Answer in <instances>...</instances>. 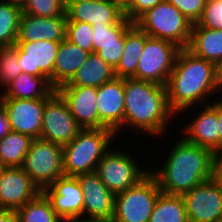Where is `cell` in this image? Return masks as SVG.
<instances>
[{
  "mask_svg": "<svg viewBox=\"0 0 222 222\" xmlns=\"http://www.w3.org/2000/svg\"><path fill=\"white\" fill-rule=\"evenodd\" d=\"M166 90L170 108L181 116L187 110L190 112L189 108L194 111L201 104H209L222 88L218 83L216 65L184 48L177 55Z\"/></svg>",
  "mask_w": 222,
  "mask_h": 222,
  "instance_id": "cell-1",
  "label": "cell"
},
{
  "mask_svg": "<svg viewBox=\"0 0 222 222\" xmlns=\"http://www.w3.org/2000/svg\"><path fill=\"white\" fill-rule=\"evenodd\" d=\"M124 90V124L116 132L117 137L121 134L120 130L127 127L136 133L135 136L163 137V134H167L166 129L172 126L171 121L175 117L179 119L169 106L165 85L124 78Z\"/></svg>",
  "mask_w": 222,
  "mask_h": 222,
  "instance_id": "cell-2",
  "label": "cell"
},
{
  "mask_svg": "<svg viewBox=\"0 0 222 222\" xmlns=\"http://www.w3.org/2000/svg\"><path fill=\"white\" fill-rule=\"evenodd\" d=\"M166 152L164 165L150 167L162 193L182 195L197 185L215 177L216 154L184 138L173 142Z\"/></svg>",
  "mask_w": 222,
  "mask_h": 222,
  "instance_id": "cell-3",
  "label": "cell"
},
{
  "mask_svg": "<svg viewBox=\"0 0 222 222\" xmlns=\"http://www.w3.org/2000/svg\"><path fill=\"white\" fill-rule=\"evenodd\" d=\"M113 138L116 139L117 135L108 128L82 129L70 143L62 147L64 175L77 177L94 172L113 145Z\"/></svg>",
  "mask_w": 222,
  "mask_h": 222,
  "instance_id": "cell-4",
  "label": "cell"
},
{
  "mask_svg": "<svg viewBox=\"0 0 222 222\" xmlns=\"http://www.w3.org/2000/svg\"><path fill=\"white\" fill-rule=\"evenodd\" d=\"M134 24L148 36L167 40L181 49L188 47L193 25L166 0L147 10Z\"/></svg>",
  "mask_w": 222,
  "mask_h": 222,
  "instance_id": "cell-5",
  "label": "cell"
},
{
  "mask_svg": "<svg viewBox=\"0 0 222 222\" xmlns=\"http://www.w3.org/2000/svg\"><path fill=\"white\" fill-rule=\"evenodd\" d=\"M161 193L156 178L149 173L137 185L115 194L111 222H149Z\"/></svg>",
  "mask_w": 222,
  "mask_h": 222,
  "instance_id": "cell-6",
  "label": "cell"
},
{
  "mask_svg": "<svg viewBox=\"0 0 222 222\" xmlns=\"http://www.w3.org/2000/svg\"><path fill=\"white\" fill-rule=\"evenodd\" d=\"M112 149L99 161L95 172L108 190L117 194L137 185L150 173V168H142L126 150Z\"/></svg>",
  "mask_w": 222,
  "mask_h": 222,
  "instance_id": "cell-7",
  "label": "cell"
},
{
  "mask_svg": "<svg viewBox=\"0 0 222 222\" xmlns=\"http://www.w3.org/2000/svg\"><path fill=\"white\" fill-rule=\"evenodd\" d=\"M22 169L43 191L64 175L62 146L41 138L33 139Z\"/></svg>",
  "mask_w": 222,
  "mask_h": 222,
  "instance_id": "cell-8",
  "label": "cell"
},
{
  "mask_svg": "<svg viewBox=\"0 0 222 222\" xmlns=\"http://www.w3.org/2000/svg\"><path fill=\"white\" fill-rule=\"evenodd\" d=\"M180 50L181 48L172 42L153 38L145 33V46L136 74L132 78L166 86Z\"/></svg>",
  "mask_w": 222,
  "mask_h": 222,
  "instance_id": "cell-9",
  "label": "cell"
},
{
  "mask_svg": "<svg viewBox=\"0 0 222 222\" xmlns=\"http://www.w3.org/2000/svg\"><path fill=\"white\" fill-rule=\"evenodd\" d=\"M81 130L67 103L56 92L45 104L40 138L63 147Z\"/></svg>",
  "mask_w": 222,
  "mask_h": 222,
  "instance_id": "cell-10",
  "label": "cell"
},
{
  "mask_svg": "<svg viewBox=\"0 0 222 222\" xmlns=\"http://www.w3.org/2000/svg\"><path fill=\"white\" fill-rule=\"evenodd\" d=\"M181 196L189 222H222V185L215 177Z\"/></svg>",
  "mask_w": 222,
  "mask_h": 222,
  "instance_id": "cell-11",
  "label": "cell"
},
{
  "mask_svg": "<svg viewBox=\"0 0 222 222\" xmlns=\"http://www.w3.org/2000/svg\"><path fill=\"white\" fill-rule=\"evenodd\" d=\"M42 192L63 222H83L84 195L77 177L63 175Z\"/></svg>",
  "mask_w": 222,
  "mask_h": 222,
  "instance_id": "cell-12",
  "label": "cell"
},
{
  "mask_svg": "<svg viewBox=\"0 0 222 222\" xmlns=\"http://www.w3.org/2000/svg\"><path fill=\"white\" fill-rule=\"evenodd\" d=\"M77 178L84 195L83 222H111L115 194L108 190L95 171Z\"/></svg>",
  "mask_w": 222,
  "mask_h": 222,
  "instance_id": "cell-13",
  "label": "cell"
},
{
  "mask_svg": "<svg viewBox=\"0 0 222 222\" xmlns=\"http://www.w3.org/2000/svg\"><path fill=\"white\" fill-rule=\"evenodd\" d=\"M50 98L16 99L1 98L12 131L30 136L32 139L41 137L43 112Z\"/></svg>",
  "mask_w": 222,
  "mask_h": 222,
  "instance_id": "cell-14",
  "label": "cell"
},
{
  "mask_svg": "<svg viewBox=\"0 0 222 222\" xmlns=\"http://www.w3.org/2000/svg\"><path fill=\"white\" fill-rule=\"evenodd\" d=\"M41 192L22 167L0 168V208L17 210Z\"/></svg>",
  "mask_w": 222,
  "mask_h": 222,
  "instance_id": "cell-15",
  "label": "cell"
},
{
  "mask_svg": "<svg viewBox=\"0 0 222 222\" xmlns=\"http://www.w3.org/2000/svg\"><path fill=\"white\" fill-rule=\"evenodd\" d=\"M67 22L92 25L118 24L125 16L123 5L116 0L64 2Z\"/></svg>",
  "mask_w": 222,
  "mask_h": 222,
  "instance_id": "cell-16",
  "label": "cell"
},
{
  "mask_svg": "<svg viewBox=\"0 0 222 222\" xmlns=\"http://www.w3.org/2000/svg\"><path fill=\"white\" fill-rule=\"evenodd\" d=\"M18 63L23 73L46 76L53 86V68L60 42H16Z\"/></svg>",
  "mask_w": 222,
  "mask_h": 222,
  "instance_id": "cell-17",
  "label": "cell"
},
{
  "mask_svg": "<svg viewBox=\"0 0 222 222\" xmlns=\"http://www.w3.org/2000/svg\"><path fill=\"white\" fill-rule=\"evenodd\" d=\"M124 98V78L115 77L97 88L99 128H108L116 133L123 126Z\"/></svg>",
  "mask_w": 222,
  "mask_h": 222,
  "instance_id": "cell-18",
  "label": "cell"
},
{
  "mask_svg": "<svg viewBox=\"0 0 222 222\" xmlns=\"http://www.w3.org/2000/svg\"><path fill=\"white\" fill-rule=\"evenodd\" d=\"M216 101L203 105L200 111L193 114L190 121L182 129L183 138L195 145L211 149L215 154L219 153V126L217 119V98ZM197 114V115H196Z\"/></svg>",
  "mask_w": 222,
  "mask_h": 222,
  "instance_id": "cell-19",
  "label": "cell"
},
{
  "mask_svg": "<svg viewBox=\"0 0 222 222\" xmlns=\"http://www.w3.org/2000/svg\"><path fill=\"white\" fill-rule=\"evenodd\" d=\"M56 92L67 103L71 114L82 129L99 128L97 88L90 86H60Z\"/></svg>",
  "mask_w": 222,
  "mask_h": 222,
  "instance_id": "cell-20",
  "label": "cell"
},
{
  "mask_svg": "<svg viewBox=\"0 0 222 222\" xmlns=\"http://www.w3.org/2000/svg\"><path fill=\"white\" fill-rule=\"evenodd\" d=\"M67 17H37L22 13L16 42L54 41L66 38Z\"/></svg>",
  "mask_w": 222,
  "mask_h": 222,
  "instance_id": "cell-21",
  "label": "cell"
},
{
  "mask_svg": "<svg viewBox=\"0 0 222 222\" xmlns=\"http://www.w3.org/2000/svg\"><path fill=\"white\" fill-rule=\"evenodd\" d=\"M55 93L56 89L46 76H33L22 72L4 87L1 98H51Z\"/></svg>",
  "mask_w": 222,
  "mask_h": 222,
  "instance_id": "cell-22",
  "label": "cell"
},
{
  "mask_svg": "<svg viewBox=\"0 0 222 222\" xmlns=\"http://www.w3.org/2000/svg\"><path fill=\"white\" fill-rule=\"evenodd\" d=\"M89 54L66 38L61 41L53 68V87L57 89L68 83Z\"/></svg>",
  "mask_w": 222,
  "mask_h": 222,
  "instance_id": "cell-23",
  "label": "cell"
},
{
  "mask_svg": "<svg viewBox=\"0 0 222 222\" xmlns=\"http://www.w3.org/2000/svg\"><path fill=\"white\" fill-rule=\"evenodd\" d=\"M187 49L194 55L217 65L222 60V30L192 25Z\"/></svg>",
  "mask_w": 222,
  "mask_h": 222,
  "instance_id": "cell-24",
  "label": "cell"
},
{
  "mask_svg": "<svg viewBox=\"0 0 222 222\" xmlns=\"http://www.w3.org/2000/svg\"><path fill=\"white\" fill-rule=\"evenodd\" d=\"M115 78L114 68L97 53H90L72 79L61 86H90L98 88Z\"/></svg>",
  "mask_w": 222,
  "mask_h": 222,
  "instance_id": "cell-25",
  "label": "cell"
},
{
  "mask_svg": "<svg viewBox=\"0 0 222 222\" xmlns=\"http://www.w3.org/2000/svg\"><path fill=\"white\" fill-rule=\"evenodd\" d=\"M145 46V32L134 25L125 34V45L121 60L114 69L117 78H132L136 74V69Z\"/></svg>",
  "mask_w": 222,
  "mask_h": 222,
  "instance_id": "cell-26",
  "label": "cell"
},
{
  "mask_svg": "<svg viewBox=\"0 0 222 222\" xmlns=\"http://www.w3.org/2000/svg\"><path fill=\"white\" fill-rule=\"evenodd\" d=\"M32 140L30 136L15 131H11L1 138L0 166L22 167Z\"/></svg>",
  "mask_w": 222,
  "mask_h": 222,
  "instance_id": "cell-27",
  "label": "cell"
},
{
  "mask_svg": "<svg viewBox=\"0 0 222 222\" xmlns=\"http://www.w3.org/2000/svg\"><path fill=\"white\" fill-rule=\"evenodd\" d=\"M149 222H189L182 196L161 193Z\"/></svg>",
  "mask_w": 222,
  "mask_h": 222,
  "instance_id": "cell-28",
  "label": "cell"
},
{
  "mask_svg": "<svg viewBox=\"0 0 222 222\" xmlns=\"http://www.w3.org/2000/svg\"><path fill=\"white\" fill-rule=\"evenodd\" d=\"M16 212L19 222H63L43 192L17 209Z\"/></svg>",
  "mask_w": 222,
  "mask_h": 222,
  "instance_id": "cell-29",
  "label": "cell"
},
{
  "mask_svg": "<svg viewBox=\"0 0 222 222\" xmlns=\"http://www.w3.org/2000/svg\"><path fill=\"white\" fill-rule=\"evenodd\" d=\"M22 10L0 0V46L16 44Z\"/></svg>",
  "mask_w": 222,
  "mask_h": 222,
  "instance_id": "cell-30",
  "label": "cell"
},
{
  "mask_svg": "<svg viewBox=\"0 0 222 222\" xmlns=\"http://www.w3.org/2000/svg\"><path fill=\"white\" fill-rule=\"evenodd\" d=\"M134 25V22L128 20L126 17L118 24L92 25L93 53H97L104 44L118 43Z\"/></svg>",
  "mask_w": 222,
  "mask_h": 222,
  "instance_id": "cell-31",
  "label": "cell"
},
{
  "mask_svg": "<svg viewBox=\"0 0 222 222\" xmlns=\"http://www.w3.org/2000/svg\"><path fill=\"white\" fill-rule=\"evenodd\" d=\"M22 73L18 63V46H0V86L3 88Z\"/></svg>",
  "mask_w": 222,
  "mask_h": 222,
  "instance_id": "cell-32",
  "label": "cell"
},
{
  "mask_svg": "<svg viewBox=\"0 0 222 222\" xmlns=\"http://www.w3.org/2000/svg\"><path fill=\"white\" fill-rule=\"evenodd\" d=\"M64 0H28L22 13L37 17H67Z\"/></svg>",
  "mask_w": 222,
  "mask_h": 222,
  "instance_id": "cell-33",
  "label": "cell"
},
{
  "mask_svg": "<svg viewBox=\"0 0 222 222\" xmlns=\"http://www.w3.org/2000/svg\"><path fill=\"white\" fill-rule=\"evenodd\" d=\"M66 39L81 49L93 53V28L84 22H67Z\"/></svg>",
  "mask_w": 222,
  "mask_h": 222,
  "instance_id": "cell-34",
  "label": "cell"
},
{
  "mask_svg": "<svg viewBox=\"0 0 222 222\" xmlns=\"http://www.w3.org/2000/svg\"><path fill=\"white\" fill-rule=\"evenodd\" d=\"M197 24L207 29L222 30V0H206L202 17Z\"/></svg>",
  "mask_w": 222,
  "mask_h": 222,
  "instance_id": "cell-35",
  "label": "cell"
},
{
  "mask_svg": "<svg viewBox=\"0 0 222 222\" xmlns=\"http://www.w3.org/2000/svg\"><path fill=\"white\" fill-rule=\"evenodd\" d=\"M174 5L191 24L197 23L202 17L206 0H166Z\"/></svg>",
  "mask_w": 222,
  "mask_h": 222,
  "instance_id": "cell-36",
  "label": "cell"
},
{
  "mask_svg": "<svg viewBox=\"0 0 222 222\" xmlns=\"http://www.w3.org/2000/svg\"><path fill=\"white\" fill-rule=\"evenodd\" d=\"M163 0H126L123 4L124 16L135 22L147 10L157 6Z\"/></svg>",
  "mask_w": 222,
  "mask_h": 222,
  "instance_id": "cell-37",
  "label": "cell"
},
{
  "mask_svg": "<svg viewBox=\"0 0 222 222\" xmlns=\"http://www.w3.org/2000/svg\"><path fill=\"white\" fill-rule=\"evenodd\" d=\"M125 45V36L118 43H109L101 46L97 54L114 69L119 64Z\"/></svg>",
  "mask_w": 222,
  "mask_h": 222,
  "instance_id": "cell-38",
  "label": "cell"
},
{
  "mask_svg": "<svg viewBox=\"0 0 222 222\" xmlns=\"http://www.w3.org/2000/svg\"><path fill=\"white\" fill-rule=\"evenodd\" d=\"M11 125L8 121L7 113L2 105H0V139L4 138L11 132Z\"/></svg>",
  "mask_w": 222,
  "mask_h": 222,
  "instance_id": "cell-39",
  "label": "cell"
},
{
  "mask_svg": "<svg viewBox=\"0 0 222 222\" xmlns=\"http://www.w3.org/2000/svg\"><path fill=\"white\" fill-rule=\"evenodd\" d=\"M0 222H19L16 210L0 208Z\"/></svg>",
  "mask_w": 222,
  "mask_h": 222,
  "instance_id": "cell-40",
  "label": "cell"
},
{
  "mask_svg": "<svg viewBox=\"0 0 222 222\" xmlns=\"http://www.w3.org/2000/svg\"><path fill=\"white\" fill-rule=\"evenodd\" d=\"M217 99V119L219 126V152H222V96Z\"/></svg>",
  "mask_w": 222,
  "mask_h": 222,
  "instance_id": "cell-41",
  "label": "cell"
},
{
  "mask_svg": "<svg viewBox=\"0 0 222 222\" xmlns=\"http://www.w3.org/2000/svg\"><path fill=\"white\" fill-rule=\"evenodd\" d=\"M215 178L222 185V152L216 154L215 160Z\"/></svg>",
  "mask_w": 222,
  "mask_h": 222,
  "instance_id": "cell-42",
  "label": "cell"
},
{
  "mask_svg": "<svg viewBox=\"0 0 222 222\" xmlns=\"http://www.w3.org/2000/svg\"><path fill=\"white\" fill-rule=\"evenodd\" d=\"M7 3H10L13 6H17L18 8H20L21 10L24 9V7L27 5L28 0H3Z\"/></svg>",
  "mask_w": 222,
  "mask_h": 222,
  "instance_id": "cell-43",
  "label": "cell"
},
{
  "mask_svg": "<svg viewBox=\"0 0 222 222\" xmlns=\"http://www.w3.org/2000/svg\"><path fill=\"white\" fill-rule=\"evenodd\" d=\"M217 79L220 87L222 88V60L216 65Z\"/></svg>",
  "mask_w": 222,
  "mask_h": 222,
  "instance_id": "cell-44",
  "label": "cell"
},
{
  "mask_svg": "<svg viewBox=\"0 0 222 222\" xmlns=\"http://www.w3.org/2000/svg\"><path fill=\"white\" fill-rule=\"evenodd\" d=\"M75 1H95V0H64V2H75Z\"/></svg>",
  "mask_w": 222,
  "mask_h": 222,
  "instance_id": "cell-45",
  "label": "cell"
},
{
  "mask_svg": "<svg viewBox=\"0 0 222 222\" xmlns=\"http://www.w3.org/2000/svg\"><path fill=\"white\" fill-rule=\"evenodd\" d=\"M118 2H120L122 5L126 2V0H116Z\"/></svg>",
  "mask_w": 222,
  "mask_h": 222,
  "instance_id": "cell-46",
  "label": "cell"
}]
</instances>
